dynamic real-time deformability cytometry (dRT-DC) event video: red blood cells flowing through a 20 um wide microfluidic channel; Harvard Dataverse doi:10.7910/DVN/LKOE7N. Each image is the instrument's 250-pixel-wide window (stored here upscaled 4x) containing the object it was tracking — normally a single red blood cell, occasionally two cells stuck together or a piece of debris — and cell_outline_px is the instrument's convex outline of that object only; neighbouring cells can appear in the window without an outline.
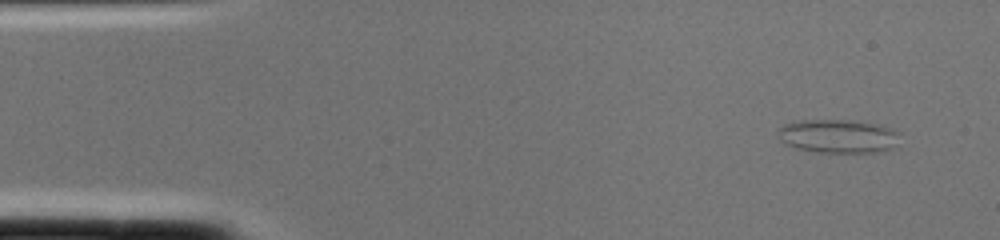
{"species": "common noctule bat (a hibernating species)", "species_latin": "Nyctalus noctula", "temperature_condition": "cold", "stored_images_in_passage": 2, "camera_frame_rate_fps": 3000, "um_per_image_px": 0.085, "animal": {"sex": "female", "body_mass_g": 22.0, "forearm_length_mm": 56.7}, "frame": {"image": 1, "passage_image": 1, "time_ms": 0.0, "image_size_px": [1000, 240], "cell_outline_px": [[900, 132], [892, 148], [876, 152], [816, 152], [796, 148], [784, 144], [780, 140], [776, 132], [784, 124], [804, 120], [848, 120], [876, 124], [892, 128]], "centroid_in_image_um": [71.2, 11.57], "position_along_channel_um": 13.8, "area_um2": 23.76}}
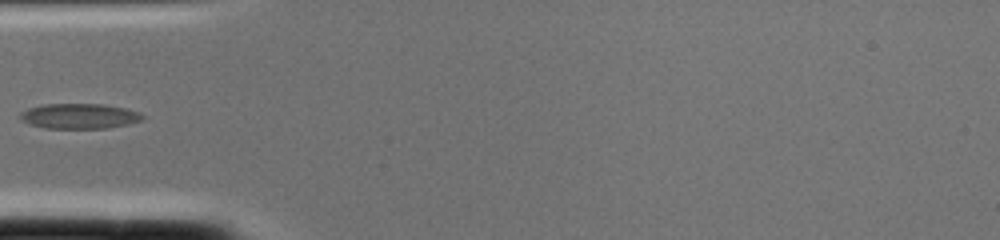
{"frame": {"image": 2, "passage_image": 2, "time_ms": 0.333, "image_size_px": [1000, 240], "cell_outline_px": [[144, 116], [140, 120], [128, 124], [108, 128], [44, 128], [28, 124], [20, 120], [20, 112], [28, 108], [44, 104], [104, 104], [124, 108], [140, 112]], "centroid_in_image_um": [6.71, 9.87], "position_along_channel_um": 78.3, "area_um2": 17.98}}